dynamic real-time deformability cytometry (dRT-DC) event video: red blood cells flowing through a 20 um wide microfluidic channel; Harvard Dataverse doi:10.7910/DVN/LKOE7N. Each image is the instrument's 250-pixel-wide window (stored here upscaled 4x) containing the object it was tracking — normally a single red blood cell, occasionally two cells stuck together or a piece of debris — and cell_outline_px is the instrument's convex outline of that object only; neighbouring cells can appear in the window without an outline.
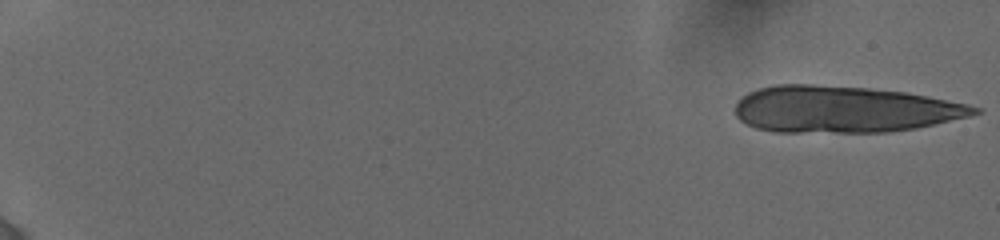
{"species": "human", "species_latin": "Homo sapiens", "temperature_condition": "cold", "stored_images_in_passage": 33, "camera_frame_rate_fps": 3000, "um_per_image_px": 0.085, "donor": {"sex": "female"}, "frame": {"image": 1, "passage_image": 1, "time_ms": 0.0, "image_size_px": [1000, 240], "cell_outline_px": [[980, 112], [968, 116], [916, 128], [888, 132], [776, 132], [756, 128], [740, 120], [736, 116], [736, 100], [740, 96], [748, 92], [760, 88], [776, 84], [812, 84], [868, 88], [904, 92], [928, 96], [968, 104], [980, 108]], "centroid_in_image_um": [71.68, 9.29], "position_along_channel_um": 13.3, "area_um2": 64.91}}